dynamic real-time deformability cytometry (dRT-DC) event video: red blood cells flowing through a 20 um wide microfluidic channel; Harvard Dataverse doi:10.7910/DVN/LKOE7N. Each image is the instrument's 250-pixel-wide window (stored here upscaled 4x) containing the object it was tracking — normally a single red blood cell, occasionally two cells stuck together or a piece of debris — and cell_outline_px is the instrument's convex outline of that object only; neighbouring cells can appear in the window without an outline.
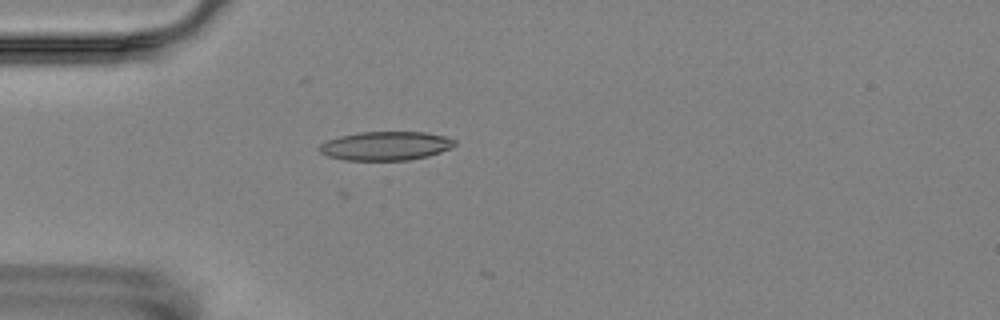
{"species": "Egyptian fruit bat (a non-hibernating species)", "species_latin": "Rousettus aegyptiacus", "temperature_condition": "room temperature", "stored_images_in_passage": 1, "camera_frame_rate_fps": 3000, "um_per_image_px": 0.085, "animal": {"sex": "female"}, "frame": {"image": 1, "passage_image": 1, "time_ms": 0.0, "image_size_px": [1000, 320], "cell_outline_px": [[456, 144], [440, 152], [428, 156], [408, 160], [344, 160], [328, 156], [320, 152], [316, 148], [320, 144], [328, 140], [340, 136], [360, 132], [424, 132], [444, 136], [456, 140]], "centroid_in_image_um": [32.75, 12.4], "position_along_channel_um": 52.2, "area_um2": 22.66}}